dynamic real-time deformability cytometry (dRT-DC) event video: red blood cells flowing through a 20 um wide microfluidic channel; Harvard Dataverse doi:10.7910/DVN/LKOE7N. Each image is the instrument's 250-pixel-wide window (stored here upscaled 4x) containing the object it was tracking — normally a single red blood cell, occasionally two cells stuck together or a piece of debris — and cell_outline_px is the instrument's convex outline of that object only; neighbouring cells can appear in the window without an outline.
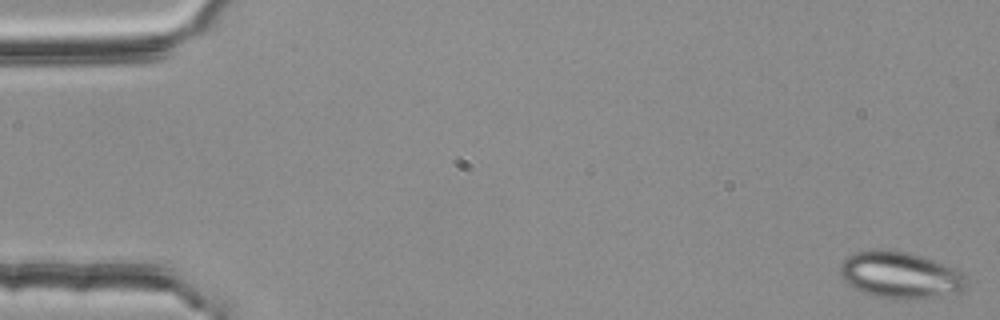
{"species": "common noctule bat (a hibernating species)", "species_latin": "Nyctalus noctula", "temperature_condition": "room temperature", "stored_images_in_passage": 54, "camera_frame_rate_fps": 3000, "um_per_image_px": 0.085, "animal": {"sex": "female", "body_mass_g": 25.1}, "frame": {"image": 1, "passage_image": 1, "time_ms": 0.0, "image_size_px": [1000, 320], "cell_outline_px": [[964, 288], [960, 292], [916, 300], [904, 300], [876, 296], [864, 292], [848, 284], [840, 276], [840, 264], [852, 252], [876, 248], [880, 248], [908, 252], [924, 256], [952, 268], [960, 272], [964, 276]], "centroid_in_image_um": [76.47, 23.36], "position_along_channel_um": 8.5, "area_um2": 34.39}}
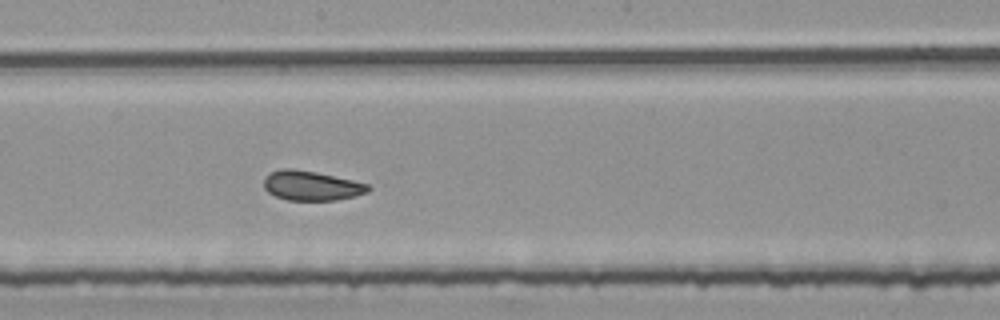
{"frame": {"image": 2, "passage_image": 30, "time_ms": 9.667, "image_size_px": [1000, 320], "cell_outline_px": [[372, 188], [368, 192], [356, 196], [336, 200], [288, 200], [276, 196], [268, 192], [264, 188], [264, 176], [268, 172], [280, 168], [292, 168], [316, 172], [352, 180], [368, 184]], "centroid_in_image_um": [26.45, 15.77], "position_along_channel_um": 221.8, "area_um2": 18.15}}
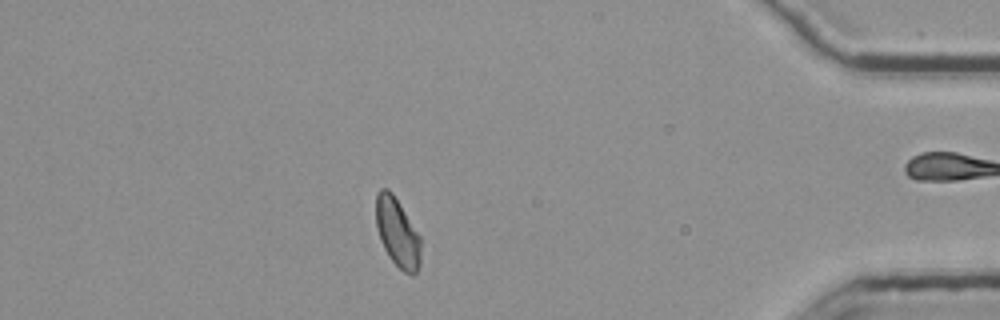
{"frame": {"image": 3, "passage_image": 48, "time_ms": 15.667, "image_size_px": [1000, 320], "cell_outline_px": [[420, 264], [416, 272], [412, 276], [404, 272], [392, 260], [384, 248], [380, 240], [376, 224], [376, 192], [380, 188], [388, 188], [392, 192], [420, 236]], "centroid_in_image_um": [33.77, 19.75], "position_along_channel_um": 401.4, "area_um2": 17.86}, "authors_computed_cell_mechanics": {"area_um2": 18.4382, "velocity_mm_per_s": 3.744, "shape_relaxation_time_tau1_ms": null, "shape_relaxation_time_tau2_ms": 1.815, "deformation_change_tau1": null, "deformation_change_tau2": 0.0706}}